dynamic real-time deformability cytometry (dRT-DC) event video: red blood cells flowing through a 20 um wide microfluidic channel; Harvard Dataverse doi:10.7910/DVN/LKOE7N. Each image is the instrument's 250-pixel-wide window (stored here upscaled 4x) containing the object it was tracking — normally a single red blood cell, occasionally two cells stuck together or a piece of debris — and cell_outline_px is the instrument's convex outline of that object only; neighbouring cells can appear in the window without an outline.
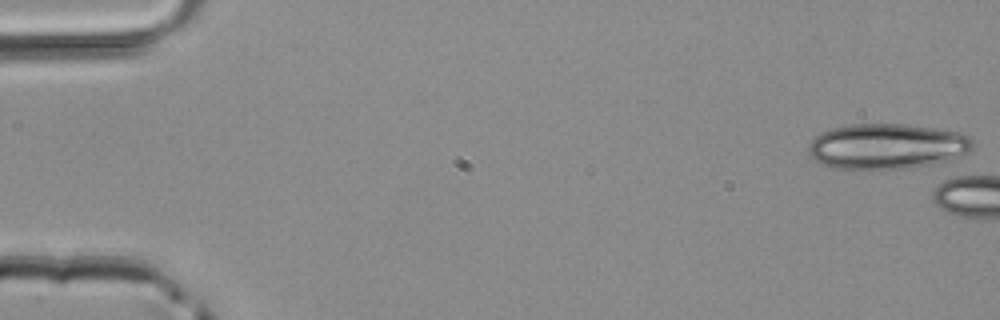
{"species": "common noctule bat (a hibernating species)", "species_latin": "Nyctalus noctula", "temperature_condition": "room temperature", "stored_images_in_passage": 1, "camera_frame_rate_fps": 3000, "um_per_image_px": 0.085, "animal": {"sex": "male", "body_mass_g": 20.4}, "frame": {"image": 1, "passage_image": 1, "time_ms": 0.0, "image_size_px": [1000, 320], "cell_outline_px": [[972, 148], [968, 152], [960, 156], [948, 160], [932, 164], [908, 168], [832, 168], [816, 160], [808, 152], [808, 148], [812, 140], [820, 132], [832, 128], [848, 124], [904, 124], [936, 128], [960, 132], [968, 136], [972, 140]], "centroid_in_image_um": [75.4, 12.42], "position_along_channel_um": 9.6, "area_um2": 43.23}}